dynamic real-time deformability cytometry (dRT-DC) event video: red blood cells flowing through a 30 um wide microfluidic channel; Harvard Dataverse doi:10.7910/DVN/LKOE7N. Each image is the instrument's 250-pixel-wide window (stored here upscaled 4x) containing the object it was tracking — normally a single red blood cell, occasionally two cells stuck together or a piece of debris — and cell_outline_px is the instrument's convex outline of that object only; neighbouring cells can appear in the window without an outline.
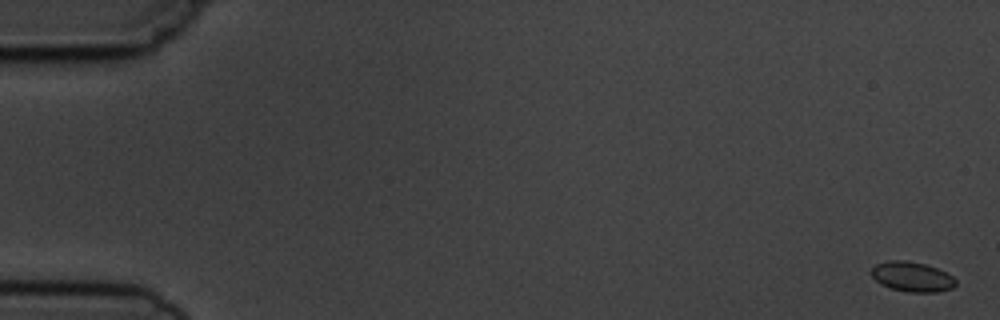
{"species": "common noctule bat (a hibernating species)", "species_latin": "Nyctalus noctula", "temperature_condition": "cold", "stored_images_in_passage": 4, "camera_frame_rate_fps": 3000, "um_per_image_px": 0.085, "animal": {"sex": "male", "body_mass_g": 19.5, "forearm_length_mm": 54.6}, "frame": {"image": 1, "passage_image": 1, "time_ms": 0.0, "image_size_px": [1000, 320], "cell_outline_px": [[956, 284], [952, 288], [936, 292], [908, 292], [892, 288], [880, 284], [868, 272], [876, 264], [888, 260], [904, 260], [924, 264], [936, 268], [952, 276], [956, 280]], "centroid_in_image_um": [77.49, 23.52], "position_along_channel_um": 7.5, "area_um2": 14.62}}